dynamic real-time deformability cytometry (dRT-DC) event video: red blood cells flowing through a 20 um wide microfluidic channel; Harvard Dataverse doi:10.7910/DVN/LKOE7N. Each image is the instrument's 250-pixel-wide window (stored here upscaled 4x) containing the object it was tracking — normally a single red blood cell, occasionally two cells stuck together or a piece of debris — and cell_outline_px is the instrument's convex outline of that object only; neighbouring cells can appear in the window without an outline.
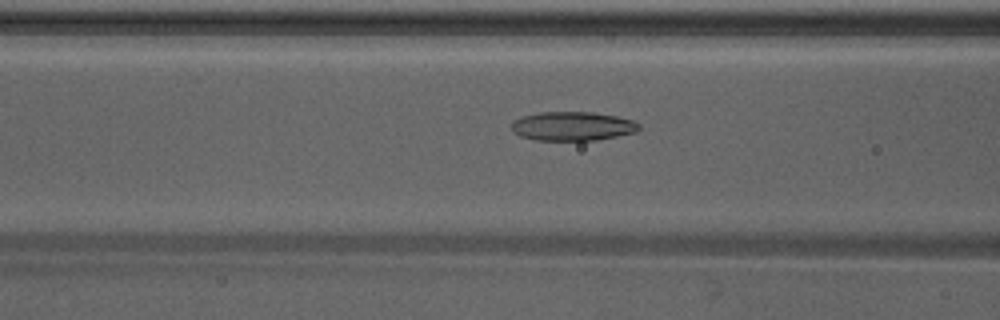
{"species": "Egyptian fruit bat (a non-hibernating species)", "species_latin": "Rousettus aegyptiacus", "temperature_condition": "warm", "stored_images_in_passage": 36, "camera_frame_rate_fps": 3000, "um_per_image_px": 0.085, "animal": {"sex": "male"}, "frame": {"image": 1, "passage_image": 7, "time_ms": 2.0, "image_size_px": [1000, 320], "cell_outline_px": [[640, 128], [636, 132], [596, 140], [536, 140], [520, 136], [512, 132], [512, 120], [520, 116], [540, 112], [592, 112], [616, 116], [632, 120], [640, 124]], "centroid_in_image_um": [48.63, 10.72], "position_along_channel_um": 118.0, "area_um2": 21.62}}
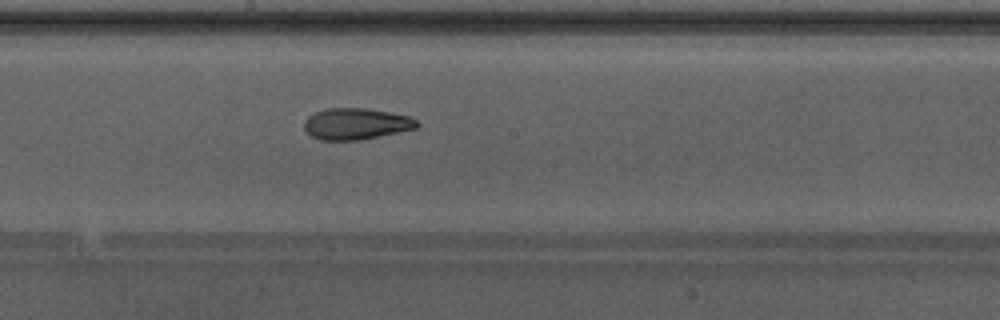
{"frame": {"image": 2, "passage_image": 14, "time_ms": 4.333, "image_size_px": [1000, 320], "cell_outline_px": [[420, 124], [416, 128], [360, 140], [320, 140], [312, 136], [304, 128], [304, 120], [308, 116], [316, 112], [328, 108], [368, 108], [408, 116], [416, 120]], "centroid_in_image_um": [30.25, 10.52], "position_along_channel_um": 218.0, "area_um2": 20.46}}
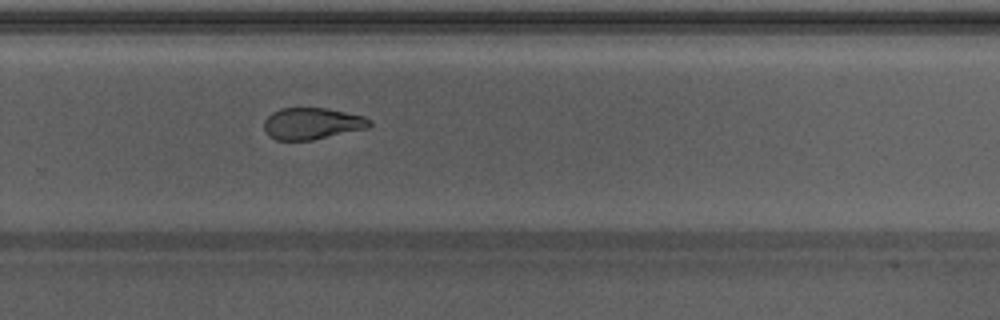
{"frame": {"image": 3, "passage_image": 20, "time_ms": 6.333, "image_size_px": [1000, 320], "cell_outline_px": [[372, 124], [368, 128], [312, 140], [276, 140], [268, 136], [264, 128], [264, 120], [272, 112], [280, 108], [324, 108], [364, 116], [372, 120]], "centroid_in_image_um": [26.52, 10.5], "position_along_channel_um": 303.3, "area_um2": 19.48}, "authors_computed_cell_mechanics": {"area_um2": 21.0392, "velocity_mm_per_s": 4.2838, "shape_relaxation_time_tau1_ms": 6.7046, "shape_relaxation_time_tau2_ms": 1.7364, "deformation_change_tau1": 0.1784, "deformation_change_tau2": 0.0861}}